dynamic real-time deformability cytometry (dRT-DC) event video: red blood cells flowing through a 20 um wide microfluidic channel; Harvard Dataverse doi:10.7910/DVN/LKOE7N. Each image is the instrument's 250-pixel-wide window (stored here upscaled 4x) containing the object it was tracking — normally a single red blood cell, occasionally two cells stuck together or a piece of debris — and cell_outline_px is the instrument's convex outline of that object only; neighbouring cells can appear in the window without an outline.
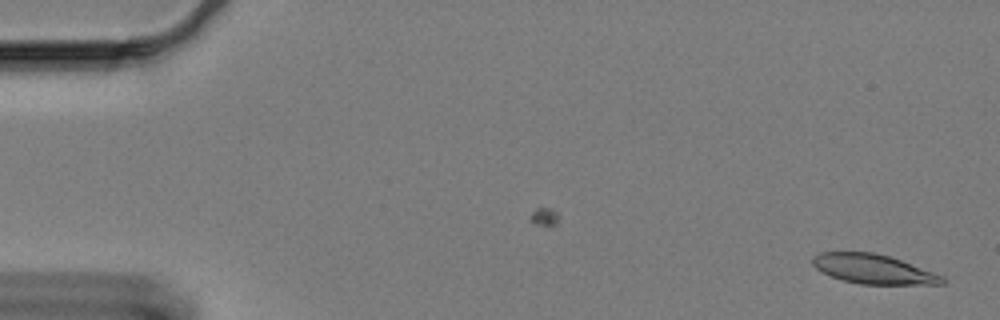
{"species": "Egyptian fruit bat (a non-hibernating species)", "species_latin": "Rousettus aegyptiacus", "temperature_condition": "cold", "stored_images_in_passage": 51, "camera_frame_rate_fps": 3000, "um_per_image_px": 0.085, "animal": {"sex": "female"}, "frame": {"image": 1, "passage_image": 1, "time_ms": 0.0, "image_size_px": [1000, 320], "cell_outline_px": [[944, 284], [860, 284], [844, 280], [832, 276], [816, 268], [812, 264], [812, 260], [820, 252], [876, 252], [900, 260], [944, 276]], "centroid_in_image_um": [74.24, 22.87], "position_along_channel_um": 10.8, "area_um2": 21.85}}
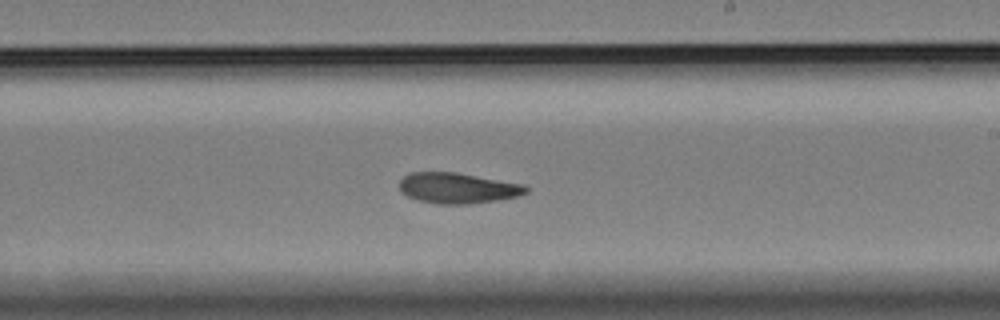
{"frame": {"image": 2, "passage_image": 35, "time_ms": 11.333, "image_size_px": [1000, 320], "cell_outline_px": [[528, 192], [520, 196], [500, 200], [468, 204], [440, 204], [420, 200], [408, 196], [400, 192], [400, 180], [408, 172], [456, 172], [524, 184], [528, 188]], "centroid_in_image_um": [38.93, 15.98], "position_along_channel_um": 250.1, "area_um2": 22.72}}
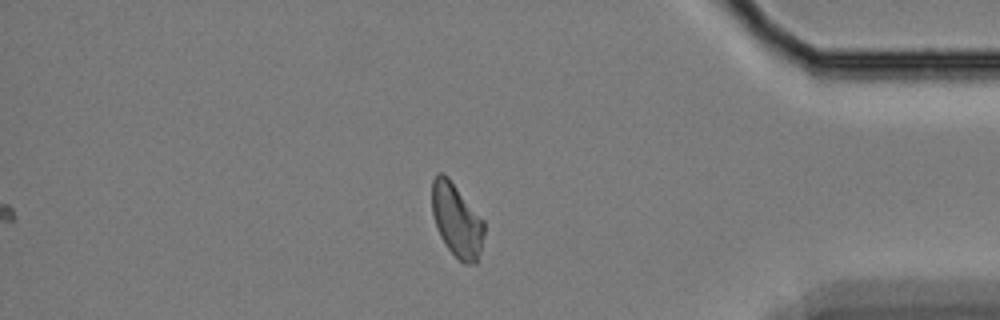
{"frame": {"image": 3, "passage_image": 51, "time_ms": 16.667, "image_size_px": [1000, 320], "cell_outline_px": [[484, 232], [480, 252], [476, 264], [464, 264], [444, 244], [440, 236], [432, 212], [432, 180], [440, 172], [448, 176], [484, 220]], "centroid_in_image_um": [38.83, 18.72], "position_along_channel_um": 396.4, "area_um2": 22.2}}